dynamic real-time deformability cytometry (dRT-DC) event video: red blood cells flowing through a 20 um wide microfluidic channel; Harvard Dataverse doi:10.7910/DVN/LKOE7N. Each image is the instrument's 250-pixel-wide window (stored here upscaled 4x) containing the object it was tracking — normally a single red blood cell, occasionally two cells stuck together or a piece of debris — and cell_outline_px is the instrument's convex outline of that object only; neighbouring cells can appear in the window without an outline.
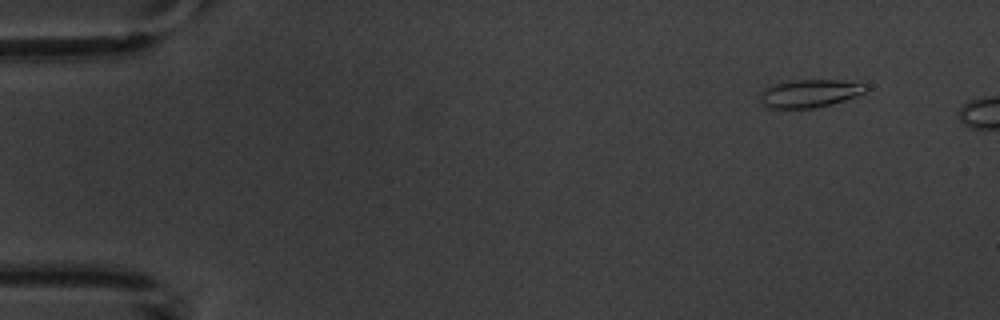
{"species": "common noctule bat (a hibernating species)", "species_latin": "Nyctalus noctula", "temperature_condition": "warm", "stored_images_in_passage": 3, "camera_frame_rate_fps": 3000, "um_per_image_px": 0.085, "animal": {"sex": "male", "body_mass_g": 20.1, "forearm_length_mm": 53.5}, "frame": {"image": 1, "passage_image": 1, "time_ms": 0.0, "image_size_px": [1000, 320], "cell_outline_px": [[868, 88], [864, 92], [856, 96], [816, 108], [768, 108], [760, 100], [760, 92], [764, 88], [776, 84], [792, 80], [836, 80], [864, 84]], "centroid_in_image_um": [68.78, 7.94], "position_along_channel_um": 16.2, "area_um2": 16.94}}